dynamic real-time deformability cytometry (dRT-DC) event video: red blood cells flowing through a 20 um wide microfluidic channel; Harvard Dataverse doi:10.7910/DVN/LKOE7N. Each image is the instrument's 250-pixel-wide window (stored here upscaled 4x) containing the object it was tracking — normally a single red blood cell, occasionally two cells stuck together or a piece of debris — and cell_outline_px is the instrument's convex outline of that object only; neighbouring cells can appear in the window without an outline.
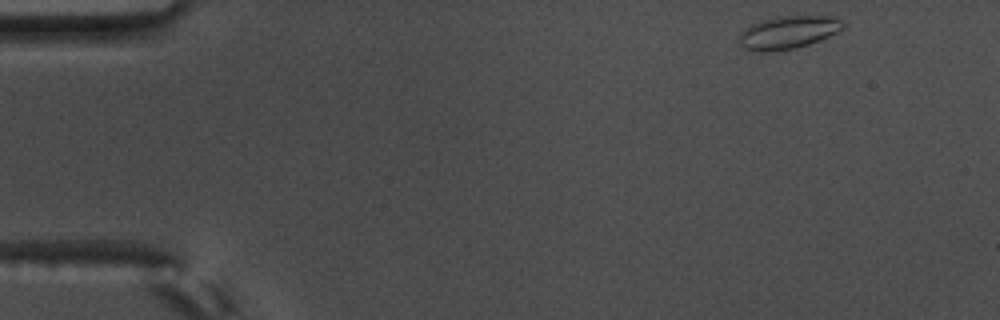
{"species": "common noctule bat (a hibernating species)", "species_latin": "Nyctalus noctula", "temperature_condition": "warm", "stored_images_in_passage": 9, "camera_frame_rate_fps": 3000, "um_per_image_px": 0.085, "animal": {"sex": "male", "body_mass_g": 17.5, "forearm_length_mm": 52.3}, "frame": {"image": 1, "passage_image": 1, "time_ms": 0.0, "image_size_px": [1000, 320], "cell_outline_px": [[844, 28], [820, 40], [796, 48], [768, 52], [760, 52], [744, 48], [740, 44], [740, 32], [744, 28], [752, 24], [776, 16], [832, 16], [844, 20]], "centroid_in_image_um": [67.01, 2.75], "position_along_channel_um": 18.0, "area_um2": 19.88}}